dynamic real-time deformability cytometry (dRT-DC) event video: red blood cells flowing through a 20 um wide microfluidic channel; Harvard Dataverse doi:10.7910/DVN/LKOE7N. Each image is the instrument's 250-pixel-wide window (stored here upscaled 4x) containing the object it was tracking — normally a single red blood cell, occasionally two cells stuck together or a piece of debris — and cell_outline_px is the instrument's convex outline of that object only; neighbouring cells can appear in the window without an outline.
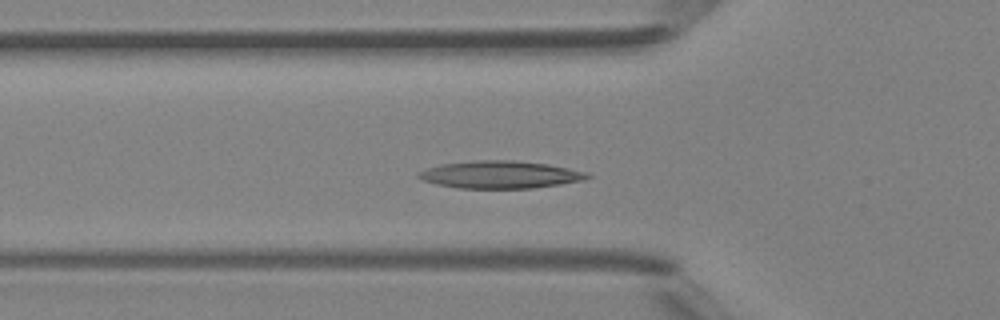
{"species": "Egyptian fruit bat (a non-hibernating species)", "species_latin": "Rousettus aegyptiacus", "temperature_condition": "room temperature", "stored_images_in_passage": 40, "camera_frame_rate_fps": 3000, "um_per_image_px": 0.085, "animal": {"sex": "female"}, "frame": {"image": 1, "passage_image": 8, "time_ms": 2.333, "image_size_px": [1000, 320], "cell_outline_px": [[592, 176], [584, 180], [560, 184], [532, 188], [460, 188], [436, 184], [424, 180], [416, 176], [416, 172], [440, 164], [476, 160], [512, 160], [548, 164], [588, 172]], "centroid_in_image_um": [42.51, 14.84], "position_along_channel_um": 83.3, "area_um2": 26.99}}
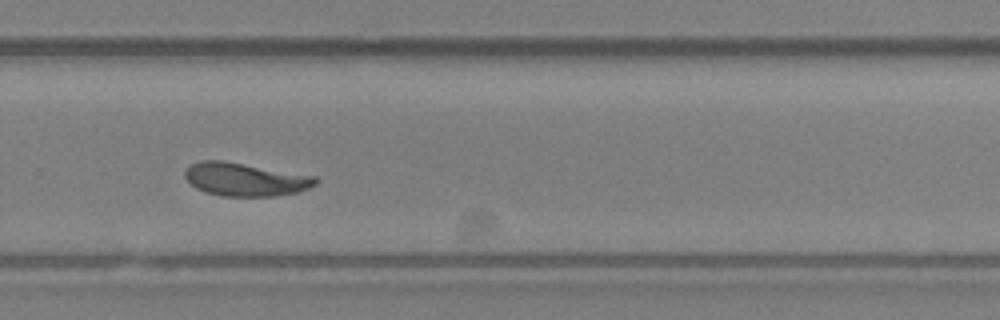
{"frame": {"image": 2, "passage_image": 24, "time_ms": 7.667, "image_size_px": [1000, 320], "cell_outline_px": [[316, 184], [308, 188], [296, 192], [272, 196], [220, 196], [204, 192], [196, 188], [184, 176], [184, 168], [188, 164], [200, 160], [220, 160], [316, 176]], "centroid_in_image_um": [20.77, 15.24], "position_along_channel_um": 309.0, "area_um2": 25.2}}
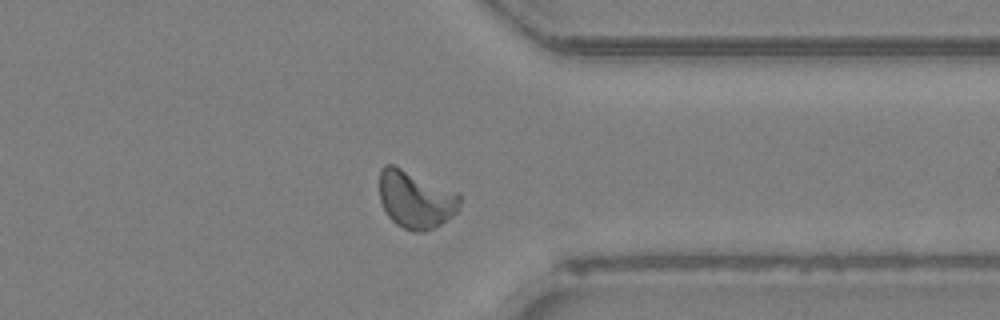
{"frame": {"image": 3, "passage_image": 29, "time_ms": 9.333, "image_size_px": [1000, 320], "cell_outline_px": [[460, 208], [456, 212], [440, 224], [424, 232], [412, 232], [396, 224], [388, 216], [380, 200], [380, 168], [384, 164], [392, 164], [460, 192]], "centroid_in_image_um": [35.34, 16.94], "position_along_channel_um": 376.1, "area_um2": 27.11}, "authors_computed_cell_mechanics": {"area_um2": 24.7673, "velocity_mm_per_s": 4.2305, "shape_relaxation_time_tau1_ms": null, "shape_relaxation_time_tau2_ms": 4.4165, "deformation_change_tau1": null, "deformation_change_tau2": 0.1134}}